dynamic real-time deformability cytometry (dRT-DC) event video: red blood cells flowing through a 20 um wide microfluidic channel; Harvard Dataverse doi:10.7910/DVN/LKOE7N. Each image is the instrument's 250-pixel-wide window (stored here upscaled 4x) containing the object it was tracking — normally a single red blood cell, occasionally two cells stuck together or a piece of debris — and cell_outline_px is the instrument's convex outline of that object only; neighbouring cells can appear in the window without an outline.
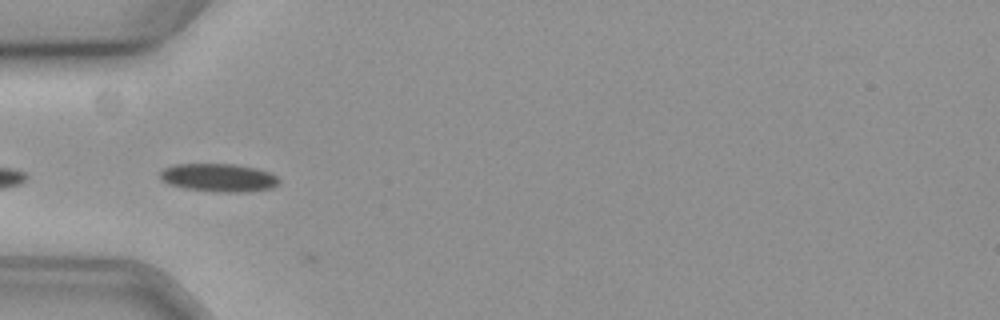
{"species": "common noctule bat (a hibernating species)", "species_latin": "Nyctalus noctula", "temperature_condition": "cold", "stored_images_in_passage": 3, "camera_frame_rate_fps": 3000, "um_per_image_px": 0.085, "animal": {"sex": "female", "body_mass_g": 19.3, "forearm_length_mm": 54.1}, "frame": {"image": 1, "passage_image": 2, "time_ms": 0.333, "image_size_px": [1000, 320], "cell_outline_px": [[280, 184], [272, 188], [248, 192], [216, 192], [184, 188], [168, 184], [160, 180], [160, 172], [164, 168], [176, 164], [236, 164], [256, 168], [268, 172], [276, 176], [280, 180]], "centroid_in_image_um": [18.59, 15.11], "position_along_channel_um": 66.4, "area_um2": 19.71}}